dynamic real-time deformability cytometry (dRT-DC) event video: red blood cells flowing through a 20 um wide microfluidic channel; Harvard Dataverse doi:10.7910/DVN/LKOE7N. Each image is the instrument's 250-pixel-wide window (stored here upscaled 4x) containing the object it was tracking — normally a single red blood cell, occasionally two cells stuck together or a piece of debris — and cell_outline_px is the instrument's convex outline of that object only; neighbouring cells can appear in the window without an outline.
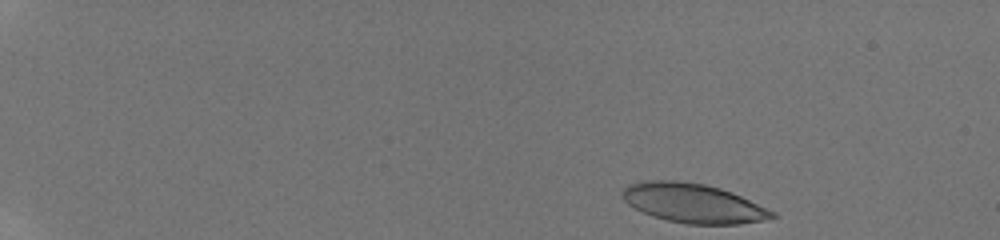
{"species": "human", "species_latin": "Homo sapiens", "temperature_condition": "room temperature", "stored_images_in_passage": 35, "camera_frame_rate_fps": 3000, "um_per_image_px": 0.085, "donor": {"sex": "male"}, "frame": {"image": 1, "passage_image": 1, "time_ms": 0.0, "image_size_px": [1000, 240], "cell_outline_px": [[776, 216], [764, 220], [740, 224], [688, 224], [668, 220], [652, 216], [628, 204], [624, 200], [624, 188], [628, 184], [644, 180], [676, 180], [704, 184], [720, 188], [732, 192], [776, 212]], "centroid_in_image_um": [58.94, 17.26], "position_along_channel_um": 26.1, "area_um2": 34.04}}
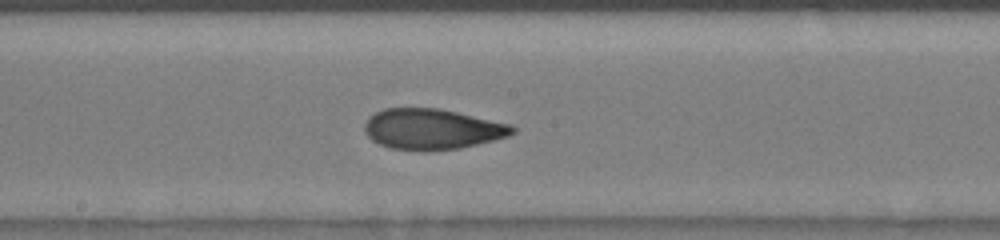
{"frame": {"image": 2, "passage_image": 20, "time_ms": 8.0, "image_size_px": [1000, 240], "cell_outline_px": [[516, 132], [508, 136], [460, 148], [392, 148], [380, 144], [372, 140], [364, 132], [364, 124], [368, 116], [384, 108], [440, 108], [512, 124], [516, 128]], "centroid_in_image_um": [36.74, 10.92], "position_along_channel_um": 211.5, "area_um2": 34.33}}
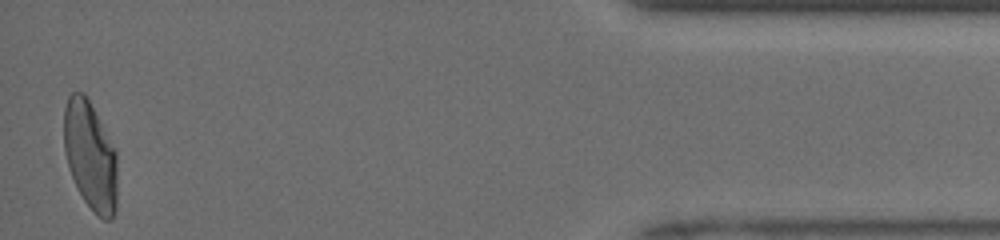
{"frame": {"image": 3, "passage_image": 35, "time_ms": 14.667, "image_size_px": [1000, 240], "cell_outline_px": [[116, 208], [112, 220], [104, 220], [84, 200], [76, 188], [68, 168], [64, 152], [64, 108], [68, 96], [72, 92], [84, 92], [116, 152]], "centroid_in_image_um": [7.65, 13.24], "position_along_channel_um": 427.6, "area_um2": 33.52}, "authors_computed_cell_mechanics": {"area_um2": 34.7956, "velocity_mm_per_s": 4.1261, "shape_relaxation_time_tau1_ms": 5.8975, "shape_relaxation_time_tau2_ms": 1.3636, "deformation_change_tau1": 0.21, "deformation_change_tau2": 0.0718}}